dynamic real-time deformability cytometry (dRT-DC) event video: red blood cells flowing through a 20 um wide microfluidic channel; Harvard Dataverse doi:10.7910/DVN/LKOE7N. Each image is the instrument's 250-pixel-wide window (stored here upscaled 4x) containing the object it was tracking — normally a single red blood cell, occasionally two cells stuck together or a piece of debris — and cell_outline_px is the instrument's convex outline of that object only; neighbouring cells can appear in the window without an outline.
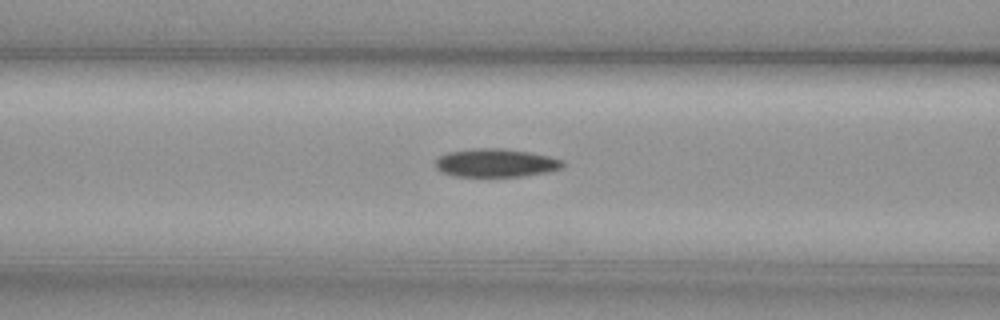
{"species": "common noctule bat (a hibernating species)", "species_latin": "Nyctalus noctula", "temperature_condition": "cold", "stored_images_in_passage": 56, "camera_frame_rate_fps": 3000, "um_per_image_px": 0.085, "animal": {"sex": "female", "body_mass_g": 29.2, "forearm_length_mm": 56.3}, "frame": {"image": 1, "passage_image": 22, "time_ms": 7.0, "image_size_px": [1000, 320], "cell_outline_px": [[564, 168], [544, 172], [520, 176], [452, 176], [440, 172], [436, 168], [436, 160], [440, 156], [448, 152], [476, 148], [500, 148], [528, 152], [548, 156], [564, 160]], "centroid_in_image_um": [42.13, 13.85], "position_along_channel_um": 124.5, "area_um2": 20.87}}
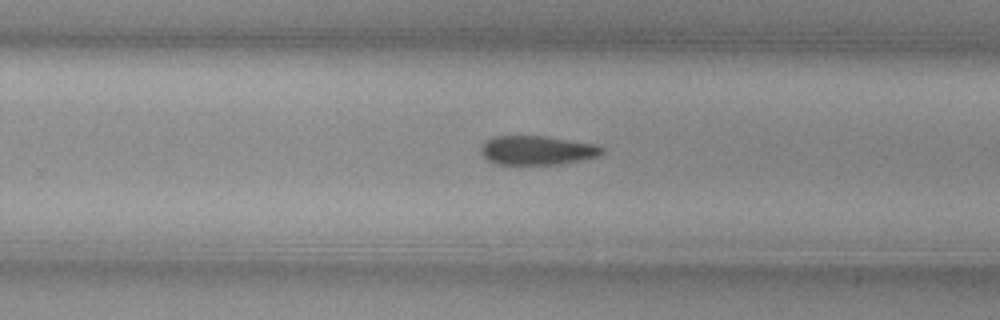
{"frame": {"image": 2, "passage_image": 35, "time_ms": 11.333, "image_size_px": [1000, 320], "cell_outline_px": [[604, 152], [596, 156], [564, 164], [496, 164], [488, 160], [480, 152], [480, 144], [484, 140], [492, 136], [548, 136], [596, 144], [604, 148]], "centroid_in_image_um": [45.62, 12.76], "position_along_channel_um": 284.2, "area_um2": 20.75}}
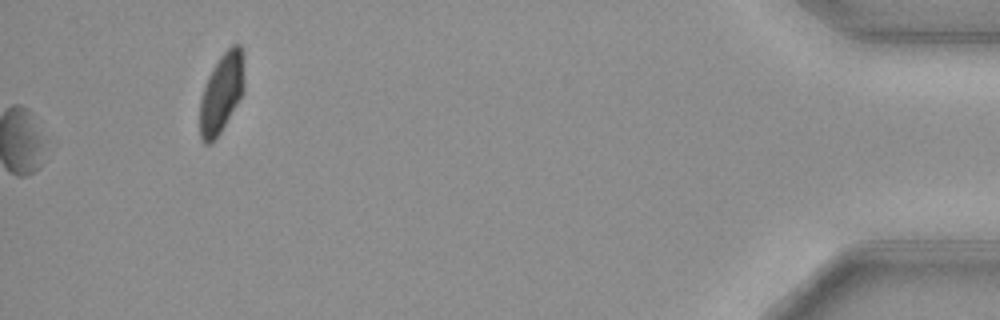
{"frame": {"image": 3, "passage_image": 56, "time_ms": 18.333, "image_size_px": [1000, 320], "cell_outline_px": [[244, 92], [220, 132], [208, 144], [204, 144], [200, 136], [200, 100], [208, 76], [212, 68], [220, 56], [232, 44], [240, 44], [244, 52]], "centroid_in_image_um": [18.85, 7.84], "position_along_channel_um": 416.3, "area_um2": 20.58}, "authors_computed_cell_mechanics": {"area_um2": 21.2415, "velocity_mm_per_s": 3.6998, "shape_relaxation_time_tau1_ms": 3.6833, "shape_relaxation_time_tau2_ms": null, "deformation_change_tau1": 0.0851, "deformation_change_tau2": null}}